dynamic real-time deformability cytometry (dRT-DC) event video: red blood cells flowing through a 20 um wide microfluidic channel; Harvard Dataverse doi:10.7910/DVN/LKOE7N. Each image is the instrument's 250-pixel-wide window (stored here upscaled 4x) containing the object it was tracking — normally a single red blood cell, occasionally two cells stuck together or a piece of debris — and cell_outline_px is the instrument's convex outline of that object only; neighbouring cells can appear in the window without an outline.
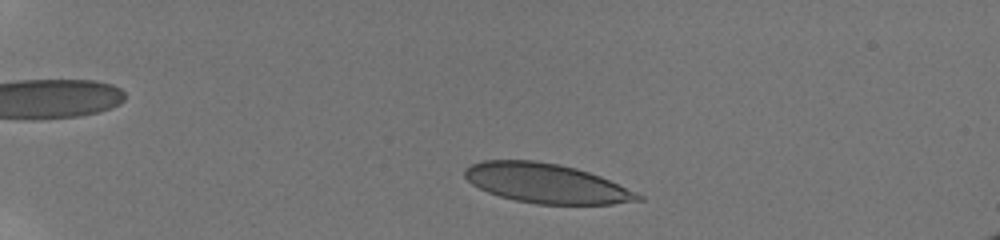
{"species": "human", "species_latin": "Homo sapiens", "temperature_condition": "room temperature", "stored_images_in_passage": 7, "camera_frame_rate_fps": 3000, "um_per_image_px": 0.085, "donor": {"sex": "male"}, "frame": {"image": 1, "passage_image": 2, "time_ms": 0.667, "image_size_px": [1000, 240], "cell_outline_px": [[644, 200], [612, 204], [536, 204], [516, 200], [500, 196], [488, 192], [472, 184], [464, 176], [464, 168], [472, 164], [484, 160], [536, 160], [560, 164], [576, 168], [600, 176], [636, 192], [644, 196]], "centroid_in_image_um": [46.44, 15.58], "position_along_channel_um": 38.6, "area_um2": 39.82}}
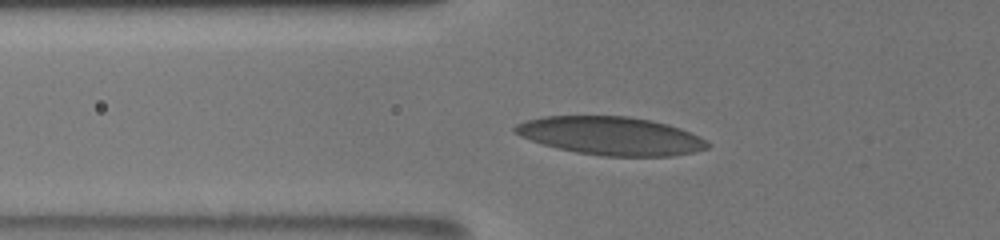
{"frame": {"image": 2, "passage_image": 6, "time_ms": 3.667, "image_size_px": [1000, 240], "cell_outline_px": [[712, 144], [708, 148], [692, 152], [672, 156], [604, 156], [576, 152], [556, 148], [520, 136], [512, 132], [512, 128], [516, 124], [524, 120], [544, 116], [628, 116], [652, 120], [668, 124], [680, 128], [700, 136], [708, 140]], "centroid_in_image_um": [51.93, 11.54], "position_along_channel_um": 73.9, "area_um2": 43.18}}